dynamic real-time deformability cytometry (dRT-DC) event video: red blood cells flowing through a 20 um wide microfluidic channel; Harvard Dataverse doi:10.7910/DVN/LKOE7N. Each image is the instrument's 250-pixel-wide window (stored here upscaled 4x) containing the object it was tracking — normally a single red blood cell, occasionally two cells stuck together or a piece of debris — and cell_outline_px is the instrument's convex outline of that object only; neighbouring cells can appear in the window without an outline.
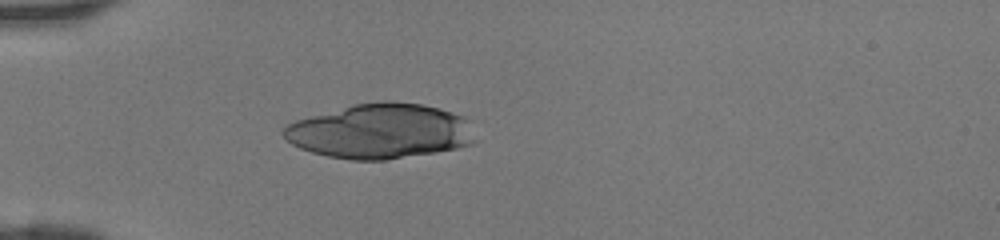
{"species": "human", "species_latin": "Homo sapiens", "temperature_condition": "room temperature", "stored_images_in_passage": 8, "camera_frame_rate_fps": 3000, "um_per_image_px": 0.085, "donor": {"sex": "female"}, "frame": {"image": 1, "passage_image": 1, "time_ms": 0.0, "image_size_px": [1000, 240], "cell_outline_px": [[476, 140], [472, 144], [456, 148], [436, 152], [384, 160], [352, 160], [328, 156], [312, 152], [300, 148], [292, 144], [280, 132], [284, 124], [296, 120], [352, 104], [384, 100], [388, 100], [420, 104], [440, 108], [464, 116], [468, 120]], "centroid_in_image_um": [32.31, 11.14], "position_along_channel_um": 52.7, "area_um2": 61.56}}